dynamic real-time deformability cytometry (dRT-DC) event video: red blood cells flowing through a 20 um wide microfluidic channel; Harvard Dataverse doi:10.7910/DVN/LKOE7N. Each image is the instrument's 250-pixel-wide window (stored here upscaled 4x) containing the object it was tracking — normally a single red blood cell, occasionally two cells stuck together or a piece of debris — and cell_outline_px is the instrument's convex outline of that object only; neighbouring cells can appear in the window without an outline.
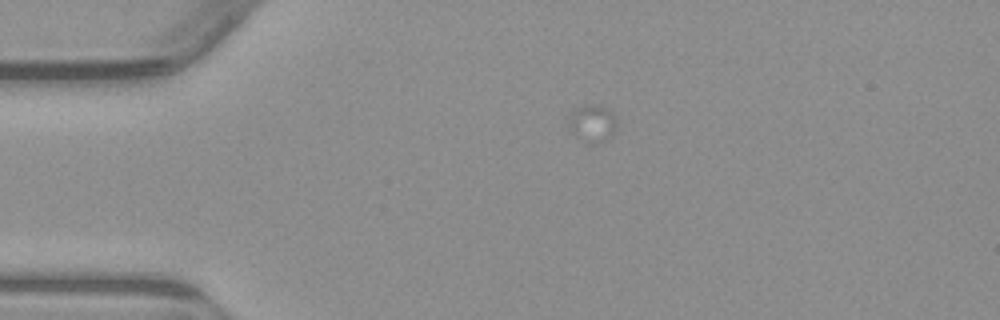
{"species": "common noctule bat (a hibernating species)", "species_latin": "Nyctalus noctula", "temperature_condition": "warm", "stored_images_in_passage": 5, "camera_frame_rate_fps": 3000, "um_per_image_px": 0.085, "animal": {"sex": "male", "body_mass_g": 23.1, "forearm_length_mm": 52.7}, "frame": {"image": 1, "passage_image": 1, "time_ms": 0.0, "image_size_px": [1000, 320], "cell_outline_px": [[616, 128], [604, 140], [588, 144], [572, 132], [568, 124], [568, 112], [584, 104], [600, 104], [612, 112], [616, 116]], "centroid_in_image_um": [50.31, 10.42], "position_along_channel_um": 34.7, "area_um2": 10.52}}